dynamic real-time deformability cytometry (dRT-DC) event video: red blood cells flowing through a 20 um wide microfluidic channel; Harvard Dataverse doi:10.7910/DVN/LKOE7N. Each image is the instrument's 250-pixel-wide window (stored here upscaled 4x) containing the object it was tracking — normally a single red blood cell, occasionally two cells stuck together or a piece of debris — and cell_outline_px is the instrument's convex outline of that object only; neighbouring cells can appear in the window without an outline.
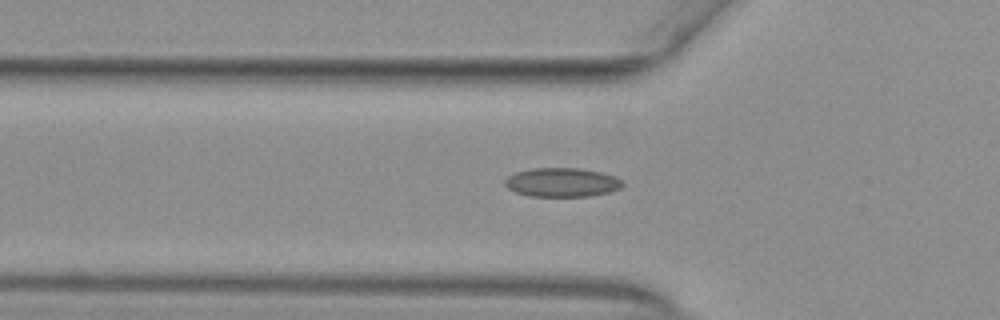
{"species": "common noctule bat (a hibernating species)", "species_latin": "Nyctalus noctula", "temperature_condition": "warm", "stored_images_in_passage": 50, "camera_frame_rate_fps": 3000, "um_per_image_px": 0.085, "animal": {"sex": "female", "body_mass_g": 29.2, "forearm_length_mm": 56.3}, "frame": {"image": 1, "passage_image": 18, "time_ms": 5.667, "image_size_px": [1000, 320], "cell_outline_px": [[624, 184], [620, 188], [608, 192], [592, 196], [528, 196], [516, 192], [508, 188], [504, 184], [504, 180], [508, 176], [516, 172], [532, 168], [580, 168], [604, 172], [616, 176]], "centroid_in_image_um": [47.77, 15.49], "position_along_channel_um": 78.0, "area_um2": 20.0}}
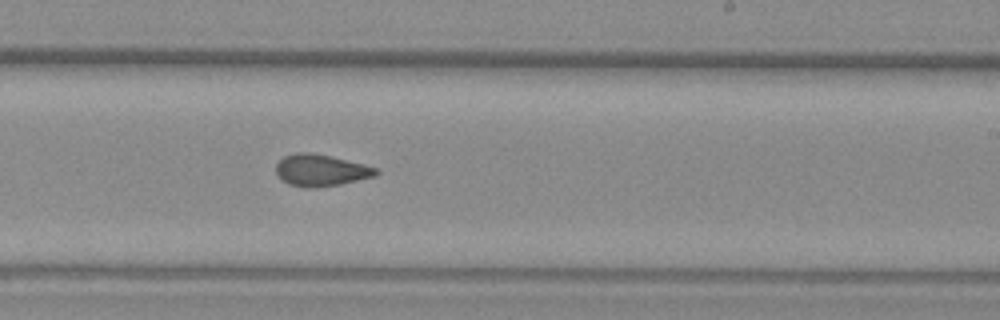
{"frame": {"image": 2, "passage_image": 32, "time_ms": 10.333, "image_size_px": [1000, 320], "cell_outline_px": [[380, 172], [376, 176], [340, 184], [316, 188], [308, 188], [288, 184], [280, 180], [276, 172], [276, 164], [284, 156], [296, 152], [308, 152], [328, 156], [364, 164], [376, 168]], "centroid_in_image_um": [27.25, 14.49], "position_along_channel_um": 261.8, "area_um2": 18.5}}
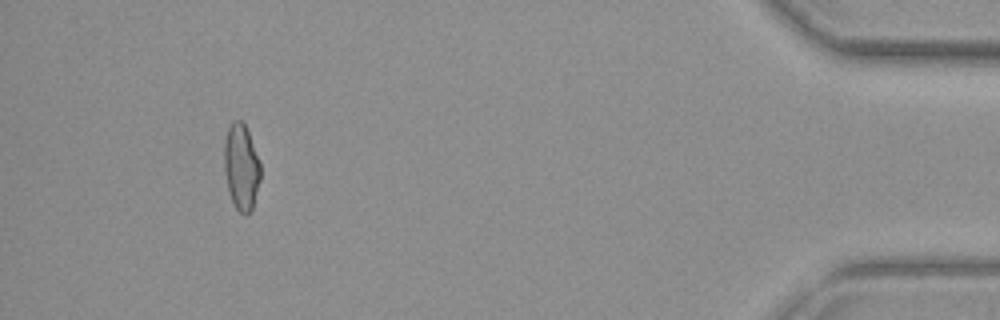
{"frame": {"image": 3, "passage_image": 49, "time_ms": 16.0, "image_size_px": [1000, 320], "cell_outline_px": [[260, 180], [252, 208], [248, 216], [244, 216], [236, 208], [232, 200], [228, 188], [224, 172], [224, 140], [228, 128], [232, 120], [244, 120], [260, 164]], "centroid_in_image_um": [20.5, 14.17], "position_along_channel_um": 414.7, "area_um2": 18.26}}